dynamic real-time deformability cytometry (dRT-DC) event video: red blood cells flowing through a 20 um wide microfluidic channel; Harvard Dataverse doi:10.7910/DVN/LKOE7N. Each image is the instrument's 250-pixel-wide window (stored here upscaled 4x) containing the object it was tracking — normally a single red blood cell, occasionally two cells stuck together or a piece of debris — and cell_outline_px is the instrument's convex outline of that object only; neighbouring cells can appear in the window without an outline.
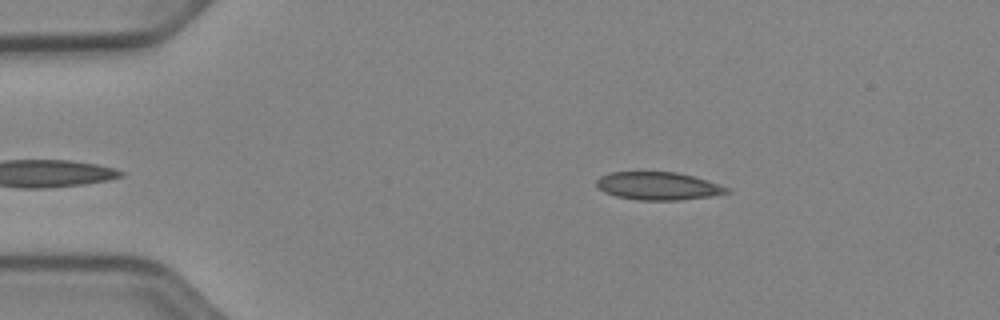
{"species": "Egyptian fruit bat (a non-hibernating species)", "species_latin": "Rousettus aegyptiacus", "temperature_condition": "cold", "stored_images_in_passage": 37, "camera_frame_rate_fps": 3000, "um_per_image_px": 0.085, "animal": {"sex": "female"}, "frame": {"image": 1, "passage_image": 2, "time_ms": 0.333, "image_size_px": [1000, 320], "cell_outline_px": [[732, 192], [712, 196], [680, 200], [636, 200], [616, 196], [604, 192], [596, 184], [596, 180], [600, 176], [608, 172], [676, 172], [708, 180], [728, 188]], "centroid_in_image_um": [55.94, 15.81], "position_along_channel_um": 29.1, "area_um2": 21.21}}
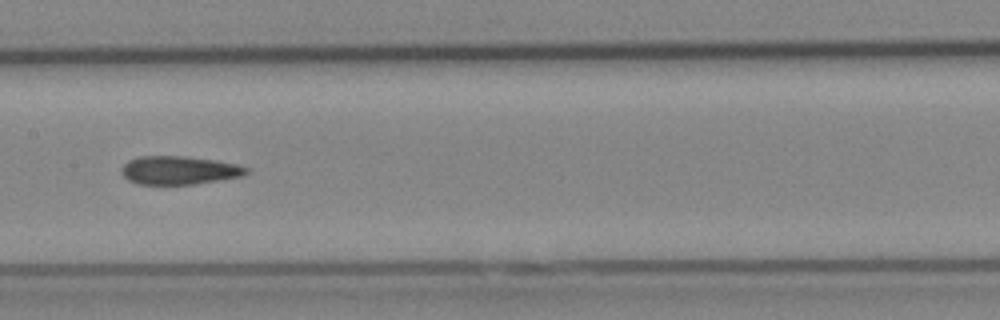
{"frame": {"image": 2, "passage_image": 19, "time_ms": 6.0, "image_size_px": [1000, 320], "cell_outline_px": [[248, 172], [240, 176], [192, 184], [136, 184], [128, 180], [120, 172], [120, 168], [128, 160], [140, 156], [184, 156], [216, 160], [236, 164], [248, 168]], "centroid_in_image_um": [15.16, 14.46], "position_along_channel_um": 192.2, "area_um2": 20.52}}
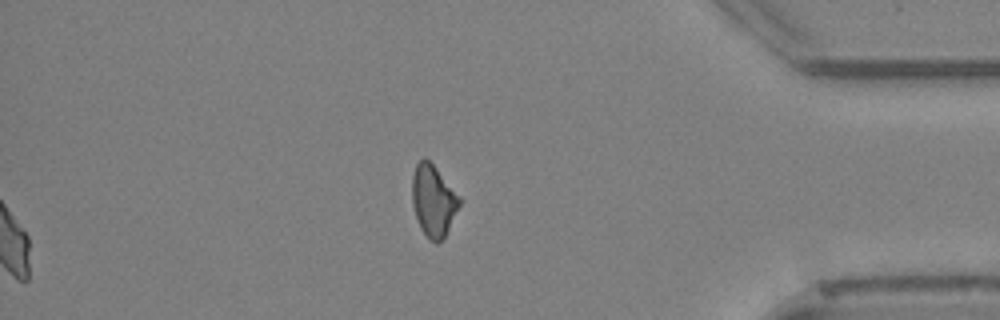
{"frame": {"image": 3, "passage_image": 37, "time_ms": 12.0, "image_size_px": [1000, 320], "cell_outline_px": [[460, 204], [444, 236], [436, 244], [420, 228], [412, 204], [412, 176], [416, 164], [424, 156], [436, 168], [460, 196]], "centroid_in_image_um": [36.81, 17.01], "position_along_channel_um": 398.4, "area_um2": 19.31}, "authors_computed_cell_mechanics": {"area_um2": 21.0392, "velocity_mm_per_s": 3.9456, "shape_relaxation_time_tau1_ms": null, "shape_relaxation_time_tau2_ms": 4.9439, "deformation_change_tau1": null, "deformation_change_tau2": 0.1273}}